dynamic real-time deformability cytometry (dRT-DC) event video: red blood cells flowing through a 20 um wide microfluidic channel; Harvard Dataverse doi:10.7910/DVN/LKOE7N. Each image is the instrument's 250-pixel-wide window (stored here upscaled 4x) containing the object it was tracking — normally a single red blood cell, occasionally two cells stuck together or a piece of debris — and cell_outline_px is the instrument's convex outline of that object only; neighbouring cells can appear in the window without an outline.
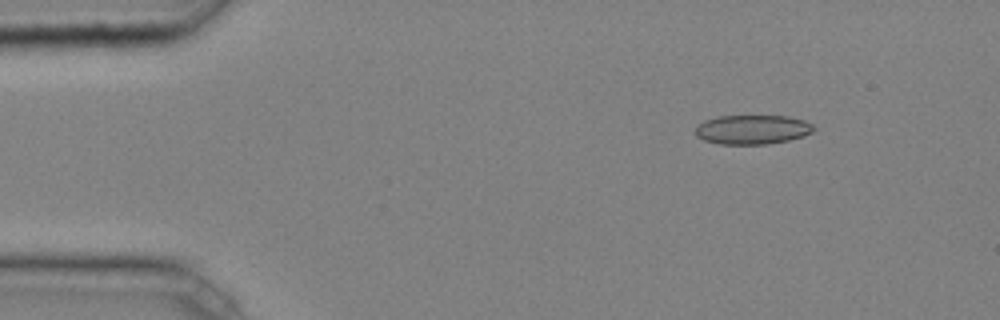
{"species": "common noctule bat (a hibernating species)", "species_latin": "Nyctalus noctula", "temperature_condition": "cold", "stored_images_in_passage": 3, "camera_frame_rate_fps": 3000, "um_per_image_px": 0.085, "animal": {"sex": "male", "body_mass_g": 20.4}, "frame": {"image": 1, "passage_image": 1, "time_ms": 0.0, "image_size_px": [1000, 320], "cell_outline_px": [[816, 128], [812, 132], [804, 136], [788, 140], [768, 144], [720, 144], [704, 140], [696, 136], [696, 124], [704, 120], [716, 116], [788, 116], [804, 120], [812, 124]], "centroid_in_image_um": [63.94, 11.01], "position_along_channel_um": 21.1, "area_um2": 20.35}}
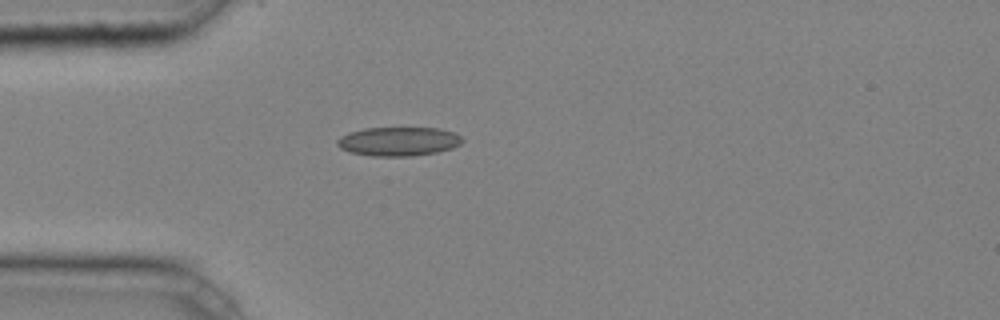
{"frame": {"image": 2, "passage_image": 3, "time_ms": 0.667, "image_size_px": [1000, 320], "cell_outline_px": [[464, 140], [460, 144], [452, 148], [436, 152], [412, 156], [372, 156], [348, 152], [340, 148], [336, 144], [336, 140], [340, 136], [348, 132], [364, 128], [440, 128], [452, 132], [460, 136]], "centroid_in_image_um": [33.83, 12.02], "position_along_channel_um": 51.2, "area_um2": 21.21}}